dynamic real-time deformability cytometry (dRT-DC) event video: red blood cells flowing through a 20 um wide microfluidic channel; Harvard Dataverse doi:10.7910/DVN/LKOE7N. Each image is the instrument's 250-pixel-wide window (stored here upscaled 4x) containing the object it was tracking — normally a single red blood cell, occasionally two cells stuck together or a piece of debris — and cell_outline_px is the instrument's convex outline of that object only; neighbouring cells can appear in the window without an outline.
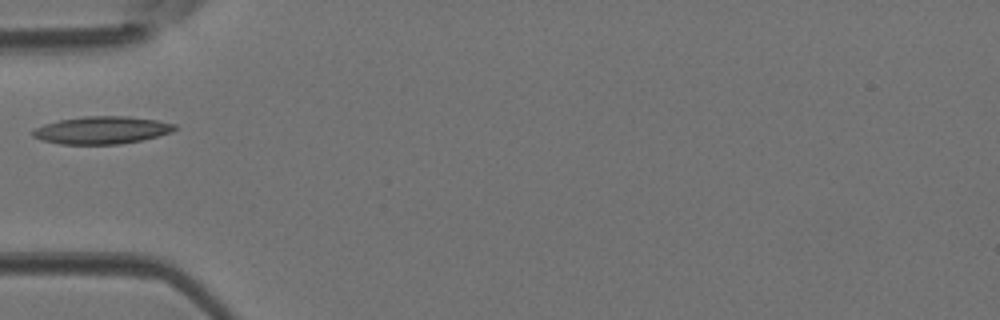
{"species": "Egyptian fruit bat (a non-hibernating species)", "species_latin": "Rousettus aegyptiacus", "temperature_condition": "room temperature", "stored_images_in_passage": 26, "camera_frame_rate_fps": 3000, "um_per_image_px": 0.085, "animal": {"sex": "female"}, "frame": {"image": 1, "passage_image": 1, "time_ms": 0.0, "image_size_px": [1000, 320], "cell_outline_px": [[176, 128], [172, 132], [140, 140], [120, 144], [60, 144], [44, 140], [32, 136], [32, 132], [36, 128], [44, 124], [60, 120], [84, 116], [128, 116], [156, 120], [176, 124]], "centroid_in_image_um": [8.66, 11.06], "position_along_channel_um": 76.3, "area_um2": 22.54}}
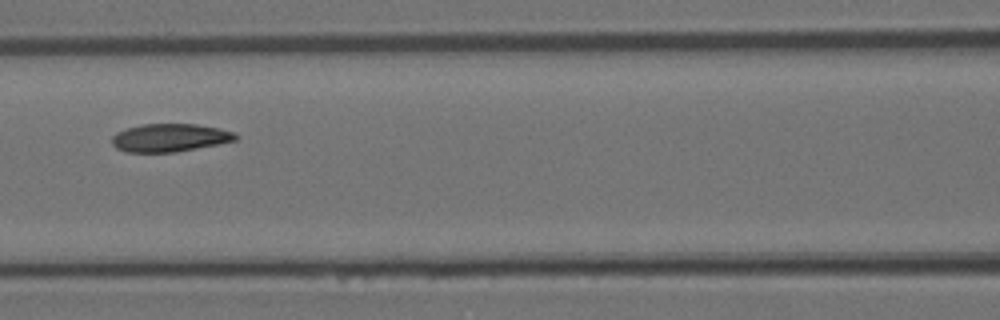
{"frame": {"image": 2, "passage_image": 6, "time_ms": 1.667, "image_size_px": [1000, 320], "cell_outline_px": [[240, 136], [236, 140], [176, 152], [124, 152], [116, 148], [112, 144], [112, 136], [116, 132], [140, 124], [196, 124], [220, 128], [232, 132]], "centroid_in_image_um": [14.41, 11.7], "position_along_channel_um": 152.2, "area_um2": 20.17}}
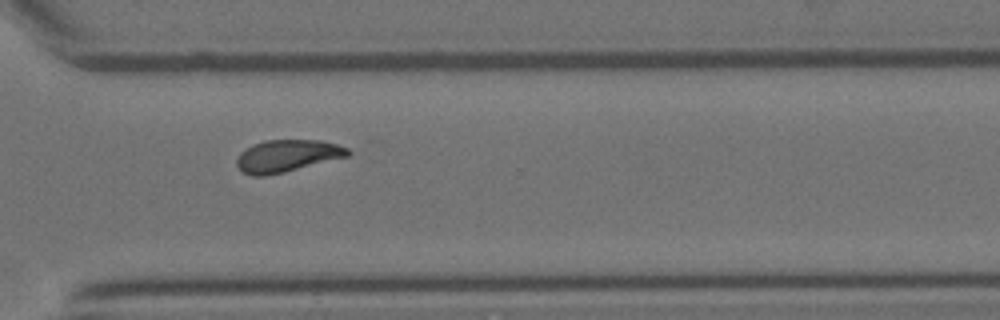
{"frame": {"image": 3, "passage_image": 19, "time_ms": 6.0, "image_size_px": [1000, 320], "cell_outline_px": [[352, 152], [348, 156], [284, 172], [264, 176], [252, 176], [244, 172], [236, 164], [236, 160], [240, 152], [252, 144], [264, 140], [320, 140], [336, 144], [348, 148]], "centroid_in_image_um": [24.4, 13.24], "position_along_channel_um": 346.2, "area_um2": 20.75}}